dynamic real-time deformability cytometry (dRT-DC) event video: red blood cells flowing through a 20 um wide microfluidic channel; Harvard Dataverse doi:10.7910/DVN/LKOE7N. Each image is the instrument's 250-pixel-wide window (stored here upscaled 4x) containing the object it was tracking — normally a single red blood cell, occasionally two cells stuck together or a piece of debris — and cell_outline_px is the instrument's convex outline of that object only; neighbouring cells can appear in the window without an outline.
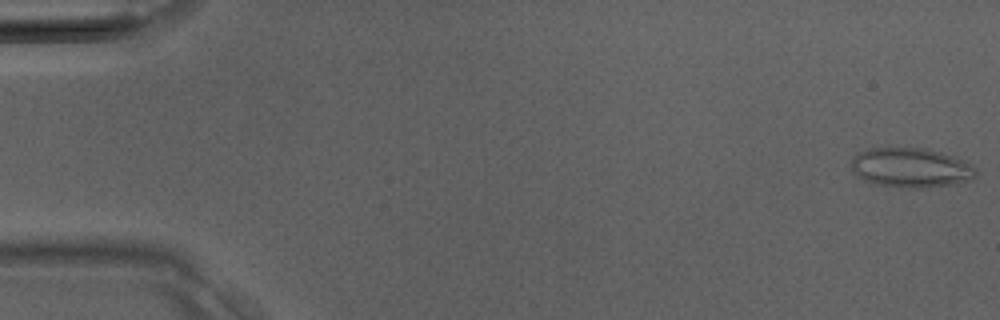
{"species": "Egyptian fruit bat (a non-hibernating species)", "species_latin": "Rousettus aegyptiacus", "temperature_condition": "room temperature", "stored_images_in_passage": 38, "camera_frame_rate_fps": 3000, "um_per_image_px": 0.085, "animal": {"sex": "male"}, "frame": {"image": 1, "passage_image": 1, "time_ms": 0.0, "image_size_px": [1000, 320], "cell_outline_px": [[976, 176], [972, 180], [952, 184], [928, 188], [912, 188], [876, 184], [864, 180], [856, 176], [852, 172], [848, 164], [852, 156], [868, 148], [928, 148], [968, 160], [976, 168]], "centroid_in_image_um": [77.43, 14.25], "position_along_channel_um": 7.6, "area_um2": 29.42}}
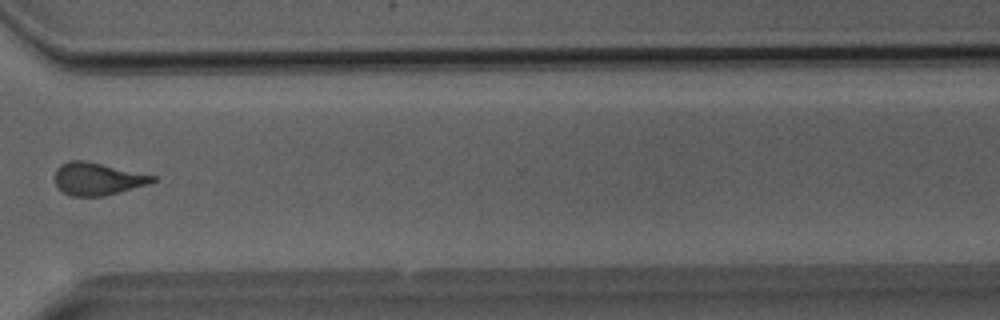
{"frame": {"image": 2, "passage_image": 29, "time_ms": 9.333, "image_size_px": [1000, 320], "cell_outline_px": [[156, 180], [148, 184], [104, 196], [72, 196], [64, 192], [56, 184], [56, 168], [60, 164], [68, 160], [84, 160], [156, 176]], "centroid_in_image_um": [8.27, 15.19], "position_along_channel_um": 362.3, "area_um2": 18.26}}
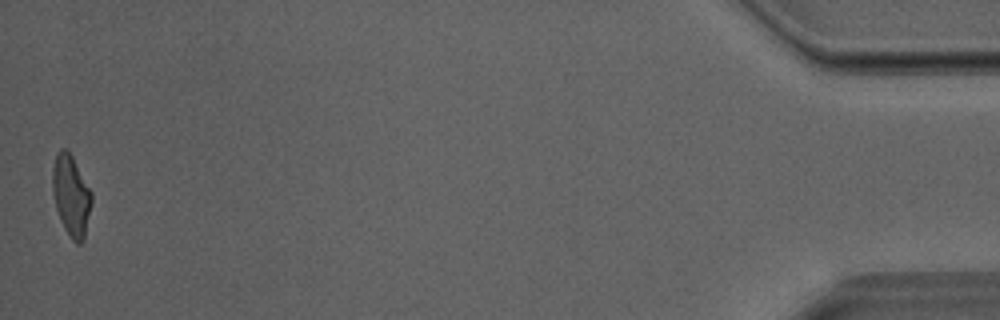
{"frame": {"image": 3, "passage_image": 38, "time_ms": 12.333, "image_size_px": [1000, 320], "cell_outline_px": [[92, 204], [84, 240], [80, 244], [76, 244], [72, 240], [64, 228], [60, 220], [56, 208], [52, 192], [52, 168], [56, 152], [60, 148], [64, 148], [72, 156], [92, 192]], "centroid_in_image_um": [6.04, 16.63], "position_along_channel_um": 429.2, "area_um2": 18.67}}